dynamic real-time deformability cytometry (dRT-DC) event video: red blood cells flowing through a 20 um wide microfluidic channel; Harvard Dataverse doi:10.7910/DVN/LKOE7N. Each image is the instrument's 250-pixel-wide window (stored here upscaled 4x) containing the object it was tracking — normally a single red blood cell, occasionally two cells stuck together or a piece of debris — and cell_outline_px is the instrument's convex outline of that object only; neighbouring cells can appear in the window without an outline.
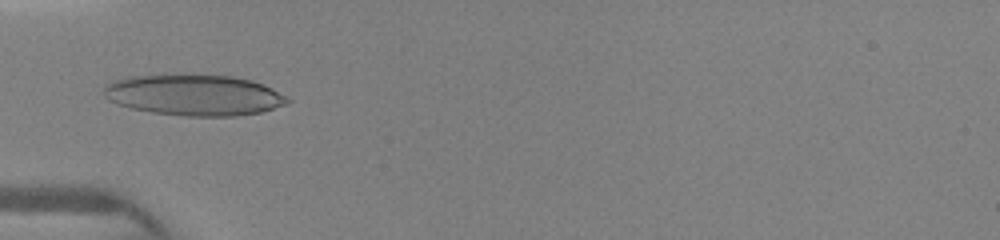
{"species": "human", "species_latin": "Homo sapiens", "temperature_condition": "warm", "stored_images_in_passage": 49, "camera_frame_rate_fps": 3000, "um_per_image_px": 0.085, "donor": {"sex": "female"}, "frame": {"image": 1, "passage_image": 1, "time_ms": 0.0, "image_size_px": [1000, 240], "cell_outline_px": [[292, 100], [288, 104], [260, 112], [236, 116], [184, 116], [152, 112], [132, 108], [108, 100], [104, 96], [104, 84], [116, 80], [132, 76], [176, 72], [192, 72], [232, 76], [252, 80], [264, 84], [288, 96]], "centroid_in_image_um": [16.52, 8.03], "position_along_channel_um": 68.5, "area_um2": 45.08}}
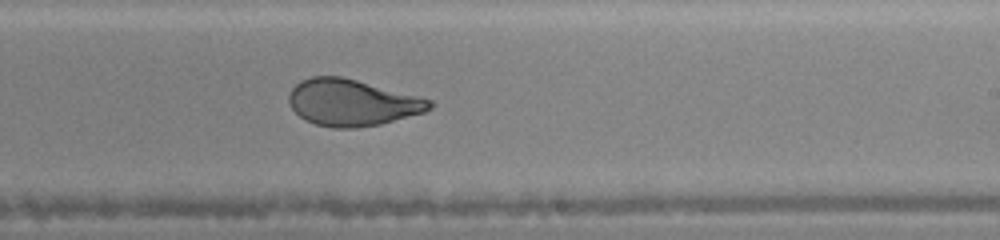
{"frame": {"image": 2, "passage_image": 26, "time_ms": 4.333, "image_size_px": [1000, 240], "cell_outline_px": [[436, 104], [432, 108], [424, 112], [380, 124], [356, 128], [332, 128], [316, 124], [304, 120], [292, 108], [288, 100], [288, 96], [292, 88], [300, 80], [312, 76], [340, 76], [420, 96], [432, 100]], "centroid_in_image_um": [29.93, 8.72], "position_along_channel_um": 259.1, "area_um2": 38.21}}
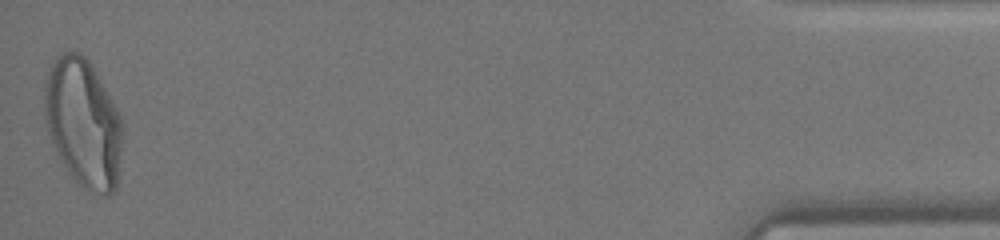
{"frame": {"image": 3, "passage_image": 49, "time_ms": 10.0, "image_size_px": [1000, 240], "cell_outline_px": [[124, 132], [116, 188], [108, 196], [100, 196], [80, 184], [72, 176], [56, 152], [48, 132], [44, 108], [44, 88], [48, 68], [52, 60], [60, 52], [80, 52], [88, 60], [116, 108], [124, 124]], "centroid_in_image_um": [7.08, 10.44], "position_along_channel_um": 428.1, "area_um2": 58.38}}